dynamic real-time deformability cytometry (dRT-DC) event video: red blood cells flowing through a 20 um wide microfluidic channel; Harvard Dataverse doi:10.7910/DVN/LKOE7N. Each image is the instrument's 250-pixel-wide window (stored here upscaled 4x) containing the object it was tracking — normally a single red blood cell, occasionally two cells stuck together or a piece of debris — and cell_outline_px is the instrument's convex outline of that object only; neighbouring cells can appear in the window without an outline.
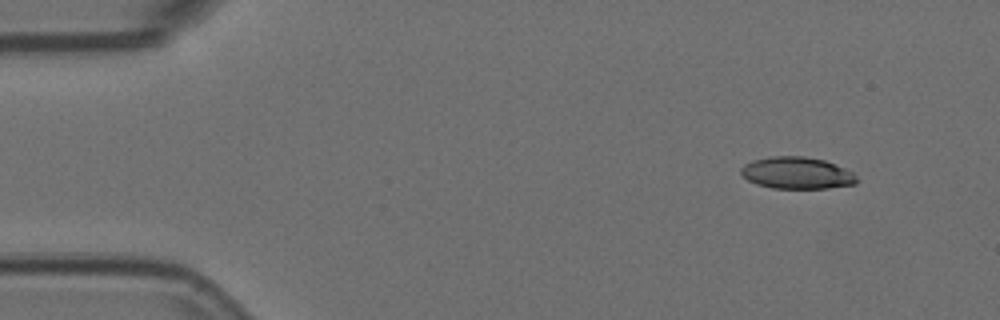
{"species": "Egyptian fruit bat (a non-hibernating species)", "species_latin": "Rousettus aegyptiacus", "temperature_condition": "room temperature", "stored_images_in_passage": 3, "camera_frame_rate_fps": 3000, "um_per_image_px": 0.085, "animal": {"sex": "female"}, "frame": {"image": 1, "passage_image": 1, "time_ms": 0.0, "image_size_px": [1000, 320], "cell_outline_px": [[856, 184], [828, 188], [772, 188], [756, 184], [748, 180], [740, 172], [740, 168], [744, 164], [752, 160], [772, 156], [804, 156], [824, 160], [844, 168], [852, 172], [856, 176]], "centroid_in_image_um": [67.71, 14.7], "position_along_channel_um": 17.3, "area_um2": 21.44}}